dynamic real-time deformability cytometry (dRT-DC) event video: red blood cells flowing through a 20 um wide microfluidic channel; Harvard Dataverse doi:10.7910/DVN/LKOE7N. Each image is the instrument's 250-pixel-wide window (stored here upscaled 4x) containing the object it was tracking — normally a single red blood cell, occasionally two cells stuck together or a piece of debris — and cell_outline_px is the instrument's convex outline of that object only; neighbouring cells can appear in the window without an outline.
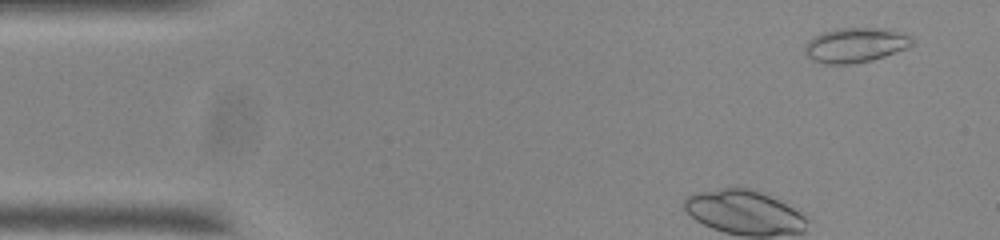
{"species": "common noctule bat (a hibernating species)", "species_latin": "Nyctalus noctula", "temperature_condition": "room temperature", "stored_images_in_passage": 52, "camera_frame_rate_fps": 3000, "um_per_image_px": 0.085, "animal": {"sex": "male", "body_mass_g": 20.0, "forearm_length_mm": 53.3}, "frame": {"image": 1, "passage_image": 3, "time_ms": 0.667, "image_size_px": [1000, 240], "cell_outline_px": [[916, 44], [908, 48], [872, 60], [848, 64], [824, 64], [812, 60], [804, 52], [804, 48], [808, 40], [812, 36], [824, 32], [840, 28], [892, 28], [912, 36]], "centroid_in_image_um": [72.76, 3.82], "position_along_channel_um": 12.2, "area_um2": 22.08}}